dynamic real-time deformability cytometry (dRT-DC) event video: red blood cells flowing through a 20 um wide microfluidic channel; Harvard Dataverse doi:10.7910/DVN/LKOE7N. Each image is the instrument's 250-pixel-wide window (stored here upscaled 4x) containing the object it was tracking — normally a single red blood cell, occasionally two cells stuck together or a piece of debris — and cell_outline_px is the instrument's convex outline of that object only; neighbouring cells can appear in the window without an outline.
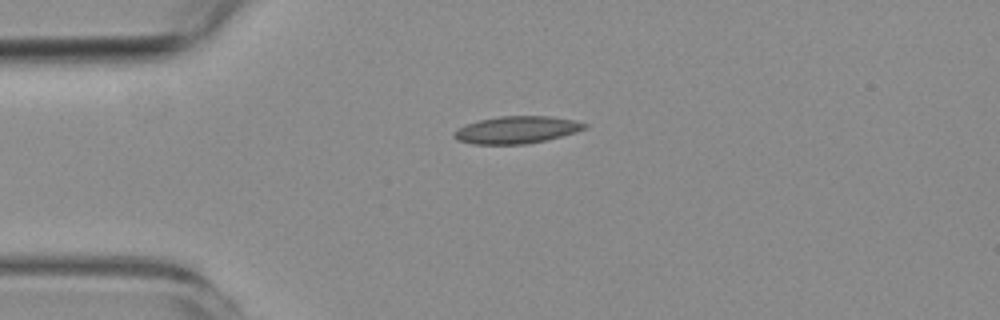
{"species": "common noctule bat (a hibernating species)", "species_latin": "Nyctalus noctula", "temperature_condition": "room temperature", "stored_images_in_passage": 5, "camera_frame_rate_fps": 3000, "um_per_image_px": 0.085, "animal": {"sex": "female", "body_mass_g": 19.3, "forearm_length_mm": 54.1}, "frame": {"image": 1, "passage_image": 5, "time_ms": 5.333, "image_size_px": [1000, 320], "cell_outline_px": [[588, 128], [576, 132], [528, 144], [472, 144], [456, 140], [452, 136], [452, 132], [468, 124], [480, 120], [500, 116], [548, 116], [572, 120], [588, 124]], "centroid_in_image_um": [43.9, 11.04], "position_along_channel_um": 41.1, "area_um2": 20.58}}